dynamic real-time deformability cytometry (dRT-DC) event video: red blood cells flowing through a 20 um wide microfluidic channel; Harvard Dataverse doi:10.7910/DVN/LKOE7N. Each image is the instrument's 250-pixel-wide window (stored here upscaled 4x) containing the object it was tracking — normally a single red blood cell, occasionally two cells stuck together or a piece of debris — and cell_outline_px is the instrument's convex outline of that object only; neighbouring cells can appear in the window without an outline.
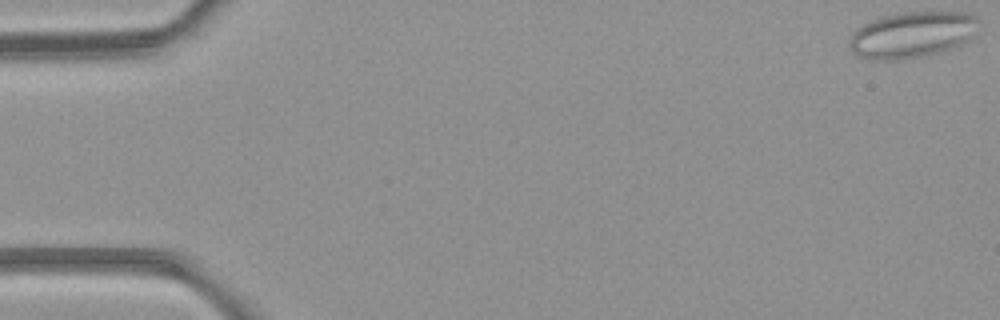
{"species": "common noctule bat (a hibernating species)", "species_latin": "Nyctalus noctula", "temperature_condition": "room temperature", "stored_images_in_passage": 6, "camera_frame_rate_fps": 3000, "um_per_image_px": 0.085, "animal": {"sex": "female", "body_mass_g": 21.9}, "frame": {"image": 1, "passage_image": 1, "time_ms": 0.0, "image_size_px": [1000, 320], "cell_outline_px": [[980, 20], [968, 40], [960, 44], [940, 52], [924, 56], [896, 60], [868, 60], [856, 56], [852, 52], [848, 44], [848, 40], [852, 32], [856, 28], [872, 20], [884, 16], [900, 12], [968, 12], [976, 16]], "centroid_in_image_um": [77.47, 2.96], "position_along_channel_um": 7.5, "area_um2": 34.97}}